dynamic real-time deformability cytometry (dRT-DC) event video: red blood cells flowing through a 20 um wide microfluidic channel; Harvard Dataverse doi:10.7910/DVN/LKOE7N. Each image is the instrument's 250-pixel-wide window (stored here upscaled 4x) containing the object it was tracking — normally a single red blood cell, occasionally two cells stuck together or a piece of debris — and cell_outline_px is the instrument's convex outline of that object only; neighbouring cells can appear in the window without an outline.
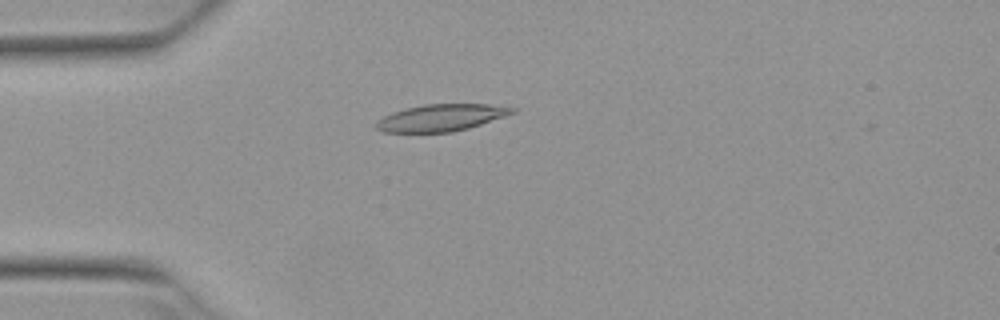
{"species": "Egyptian fruit bat (a non-hibernating species)", "species_latin": "Rousettus aegyptiacus", "temperature_condition": "warm", "stored_images_in_passage": 4, "camera_frame_rate_fps": 3000, "um_per_image_px": 0.085, "animal": {"sex": "female"}, "frame": {"image": 1, "passage_image": 4, "time_ms": 1.0, "image_size_px": [1000, 320], "cell_outline_px": [[516, 112], [468, 128], [452, 132], [380, 132], [376, 128], [376, 120], [392, 112], [404, 108], [424, 104], [488, 104], [516, 108]], "centroid_in_image_um": [37.45, 10.0], "position_along_channel_um": 47.6, "area_um2": 21.27}}